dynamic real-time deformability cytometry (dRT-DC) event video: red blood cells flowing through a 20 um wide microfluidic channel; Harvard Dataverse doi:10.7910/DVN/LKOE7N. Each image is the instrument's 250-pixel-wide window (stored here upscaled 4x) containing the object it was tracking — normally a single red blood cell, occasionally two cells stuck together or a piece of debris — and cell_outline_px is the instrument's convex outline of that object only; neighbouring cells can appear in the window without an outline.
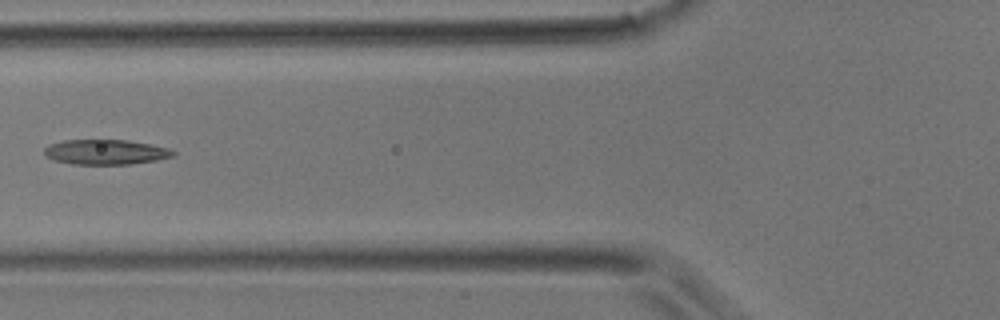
{"species": "common noctule bat (a hibernating species)", "species_latin": "Nyctalus noctula", "temperature_condition": "room temperature", "stored_images_in_passage": 5, "camera_frame_rate_fps": 3000, "um_per_image_px": 0.085, "animal": {"sex": "male", "body_mass_g": 17.9}, "frame": {"image": 1, "passage_image": 5, "time_ms": 1.333, "image_size_px": [1000, 320], "cell_outline_px": [[176, 156], [156, 160], [128, 164], [72, 164], [52, 160], [44, 156], [44, 148], [48, 144], [64, 140], [128, 140], [168, 148], [176, 152]], "centroid_in_image_um": [8.94, 12.92], "position_along_channel_um": 116.9, "area_um2": 18.84}}